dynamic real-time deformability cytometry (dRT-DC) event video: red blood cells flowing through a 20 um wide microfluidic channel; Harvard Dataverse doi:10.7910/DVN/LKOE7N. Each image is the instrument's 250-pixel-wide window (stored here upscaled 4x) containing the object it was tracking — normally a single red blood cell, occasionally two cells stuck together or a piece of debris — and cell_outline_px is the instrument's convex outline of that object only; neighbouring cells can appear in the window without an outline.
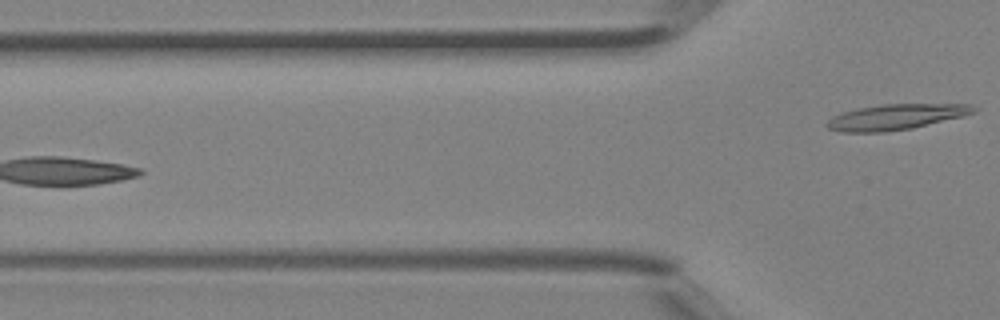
{"species": "Egyptian fruit bat (a non-hibernating species)", "species_latin": "Rousettus aegyptiacus", "temperature_condition": "room temperature", "stored_images_in_passage": 6, "camera_frame_rate_fps": 3000, "um_per_image_px": 0.085, "animal": {"sex": "female"}, "frame": {"image": 1, "passage_image": 6, "time_ms": 1.667, "image_size_px": [1000, 320], "cell_outline_px": [[976, 112], [964, 116], [912, 128], [884, 132], [840, 132], [828, 128], [824, 124], [832, 116], [840, 112], [856, 108], [884, 104], [972, 104], [976, 108]], "centroid_in_image_um": [76.12, 9.94], "position_along_channel_um": 49.7, "area_um2": 22.02}}